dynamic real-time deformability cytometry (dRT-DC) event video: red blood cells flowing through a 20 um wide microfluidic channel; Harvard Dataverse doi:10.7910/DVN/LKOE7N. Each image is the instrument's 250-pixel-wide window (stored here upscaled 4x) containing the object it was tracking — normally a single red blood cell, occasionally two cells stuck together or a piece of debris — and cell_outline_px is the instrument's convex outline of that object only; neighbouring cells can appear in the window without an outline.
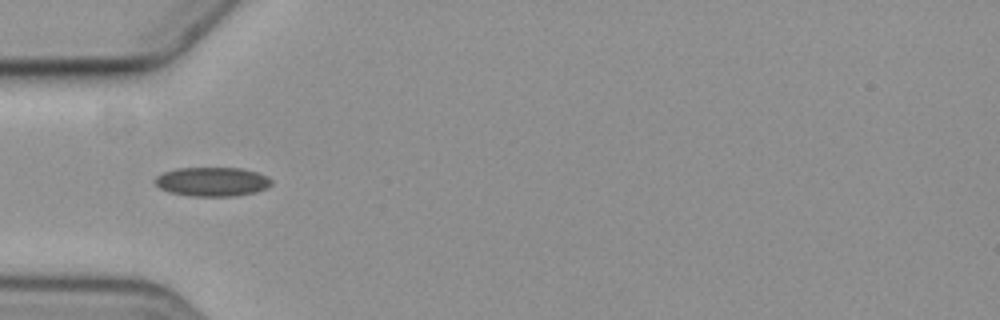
{"species": "common noctule bat (a hibernating species)", "species_latin": "Nyctalus noctula", "temperature_condition": "cold", "stored_images_in_passage": 5, "camera_frame_rate_fps": 3000, "um_per_image_px": 0.085, "animal": {"sex": "female", "body_mass_g": 19.3, "forearm_length_mm": 54.1}, "frame": {"image": 1, "passage_image": 2, "time_ms": 2.333, "image_size_px": [1000, 320], "cell_outline_px": [[272, 184], [256, 192], [232, 196], [188, 196], [168, 192], [160, 188], [152, 180], [156, 176], [164, 172], [176, 168], [240, 168], [256, 172], [268, 176], [272, 180]], "centroid_in_image_um": [18.0, 15.44], "position_along_channel_um": 67.0, "area_um2": 19.83}}
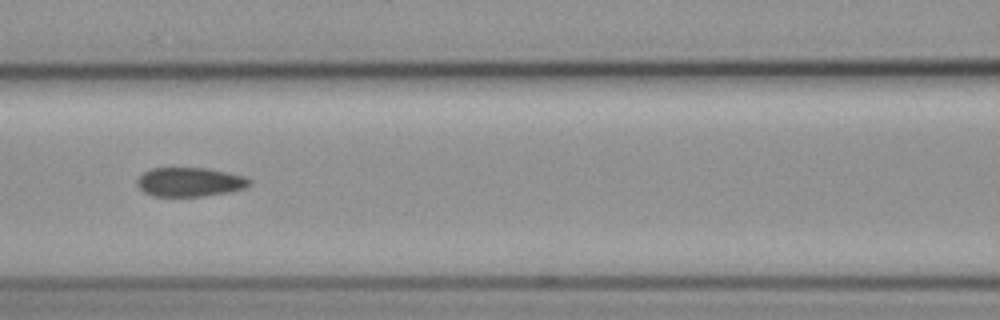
{"frame": {"image": 2, "passage_image": 4, "time_ms": 4.667, "image_size_px": [1000, 320], "cell_outline_px": [[252, 180], [244, 188], [228, 192], [200, 196], [152, 196], [144, 192], [136, 184], [136, 180], [144, 172], [152, 168], [208, 168], [228, 172], [244, 176]], "centroid_in_image_um": [16.11, 15.46], "position_along_channel_um": 150.5, "area_um2": 18.96}}
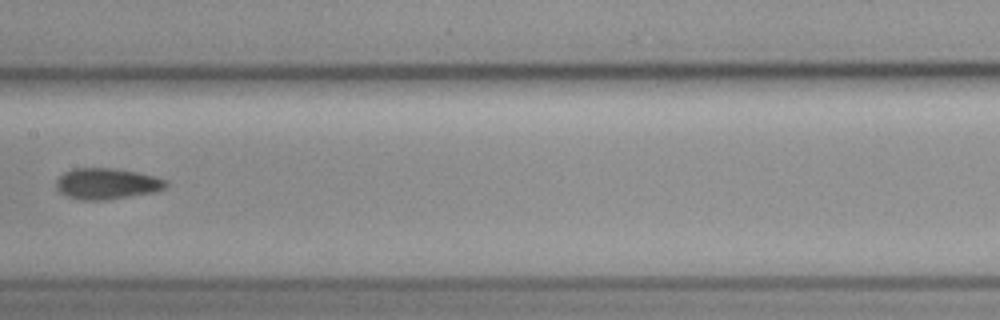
{"frame": {"image": 3, "passage_image": 5, "time_ms": 6.0, "image_size_px": [1000, 320], "cell_outline_px": [[168, 184], [164, 188], [156, 192], [108, 200], [80, 200], [68, 196], [60, 192], [56, 188], [56, 180], [64, 172], [72, 168], [112, 168], [136, 172], [156, 176], [168, 180]], "centroid_in_image_um": [9.1, 15.62], "position_along_channel_um": 198.3, "area_um2": 20.06}}